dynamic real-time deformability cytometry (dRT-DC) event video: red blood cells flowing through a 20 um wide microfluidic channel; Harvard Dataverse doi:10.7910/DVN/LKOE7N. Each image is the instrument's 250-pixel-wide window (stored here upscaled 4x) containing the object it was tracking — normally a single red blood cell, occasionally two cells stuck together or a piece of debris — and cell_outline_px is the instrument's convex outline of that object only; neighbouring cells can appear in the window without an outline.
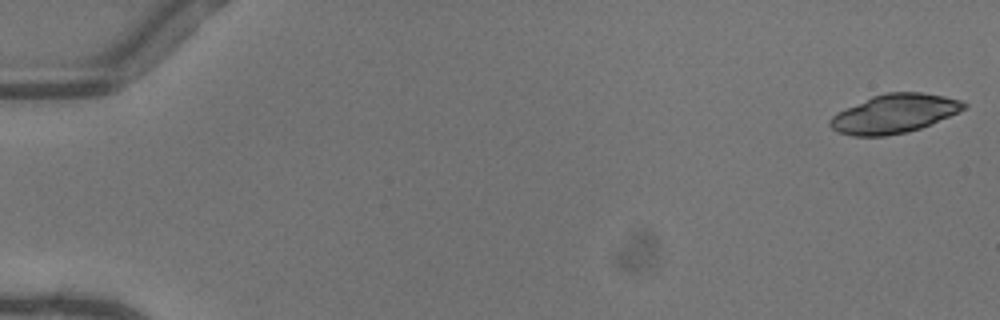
{"species": "common noctule bat (a hibernating species)", "species_latin": "Nyctalus noctula", "temperature_condition": "warm", "stored_images_in_passage": 38, "camera_frame_rate_fps": 3000, "um_per_image_px": 0.085, "animal": {"sex": "female"}, "frame": {"image": 1, "passage_image": 1, "time_ms": 0.0, "image_size_px": [1000, 320], "cell_outline_px": [[968, 108], [920, 128], [908, 132], [884, 136], [852, 136], [836, 132], [828, 124], [828, 120], [836, 112], [872, 96], [884, 92], [920, 92], [944, 96], [960, 100], [968, 104]], "centroid_in_image_um": [75.98, 9.66], "position_along_channel_um": 9.0, "area_um2": 30.4}}
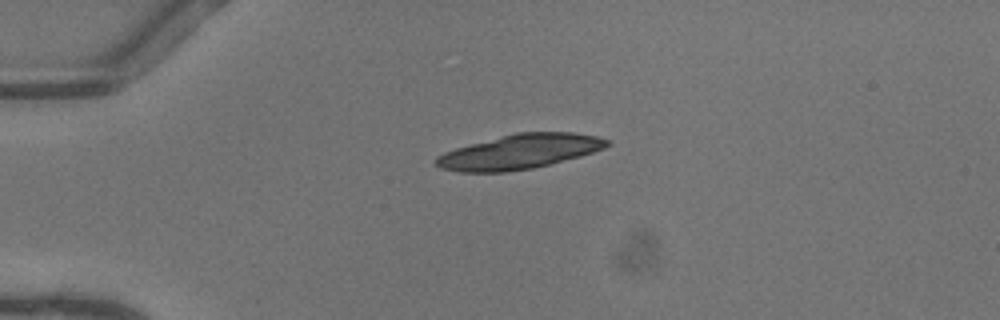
{"frame": {"image": 2, "passage_image": 13, "time_ms": 4.0, "image_size_px": [1000, 320], "cell_outline_px": [[612, 144], [604, 148], [580, 156], [532, 168], [504, 172], [460, 172], [440, 168], [436, 164], [436, 156], [444, 152], [456, 148], [516, 132], [572, 132], [596, 136], [612, 140]], "centroid_in_image_um": [44.18, 12.89], "position_along_channel_um": 40.8, "area_um2": 34.22}}